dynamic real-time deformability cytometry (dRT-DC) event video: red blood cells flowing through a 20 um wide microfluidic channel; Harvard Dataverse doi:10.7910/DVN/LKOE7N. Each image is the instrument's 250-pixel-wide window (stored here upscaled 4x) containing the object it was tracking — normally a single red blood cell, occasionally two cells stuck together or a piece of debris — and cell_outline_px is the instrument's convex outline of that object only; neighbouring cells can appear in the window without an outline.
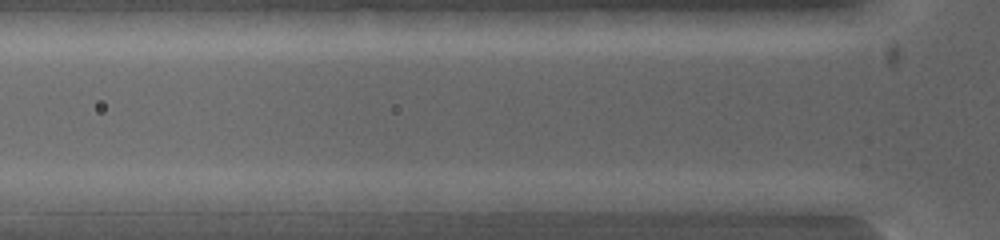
{"species": "common noctule bat (a hibernating species)", "species_latin": "Nyctalus noctula", "temperature_condition": "warm", "stored_images_in_passage": 4, "camera_frame_rate_fps": 5000, "um_per_image_px": 0.085, "animal": {"sex": "female", "body_mass_g": 19.0, "forearm_length_mm": 53.3}, "frame": {"image": 1, "passage_image": 4, "time_ms": 0.6, "image_size_px": [1000, 240], "cell_outline_px": [[604, 200], [576, 212], [524, 212], [492, 200], [500, 192]], "centroid_in_image_um": [46.21, 17.24], "position_along_channel_um": 79.6, "area_um2": 10.35}}